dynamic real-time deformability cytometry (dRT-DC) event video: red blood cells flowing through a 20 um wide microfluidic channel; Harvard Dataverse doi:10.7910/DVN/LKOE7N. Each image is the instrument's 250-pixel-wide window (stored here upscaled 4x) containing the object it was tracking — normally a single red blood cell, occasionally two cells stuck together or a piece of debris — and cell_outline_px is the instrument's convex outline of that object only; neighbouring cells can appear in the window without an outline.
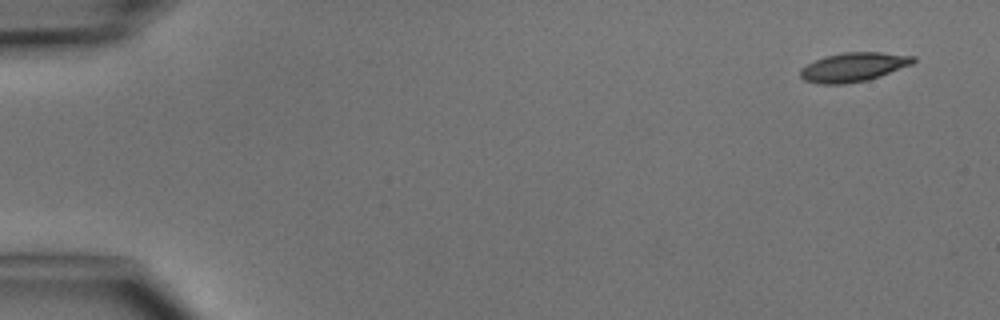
{"species": "common noctule bat (a hibernating species)", "species_latin": "Nyctalus noctula", "temperature_condition": "cold", "stored_images_in_passage": 5, "segment_of_instrument_passage": [2, 2], "camera_frame_rate_fps": 3000, "um_per_image_px": 0.085, "animal": {"sex": "male", "body_mass_g": 15.6}, "frame": {"image": 1, "passage_image": 5, "time_ms": 5.667, "image_size_px": [1000, 320], "cell_outline_px": [[916, 60], [912, 64], [880, 76], [868, 80], [844, 84], [816, 84], [804, 80], [800, 76], [800, 68], [824, 56], [844, 52], [880, 52], [916, 56]], "centroid_in_image_um": [72.54, 5.7], "position_along_channel_um": 12.5, "area_um2": 19.19}}